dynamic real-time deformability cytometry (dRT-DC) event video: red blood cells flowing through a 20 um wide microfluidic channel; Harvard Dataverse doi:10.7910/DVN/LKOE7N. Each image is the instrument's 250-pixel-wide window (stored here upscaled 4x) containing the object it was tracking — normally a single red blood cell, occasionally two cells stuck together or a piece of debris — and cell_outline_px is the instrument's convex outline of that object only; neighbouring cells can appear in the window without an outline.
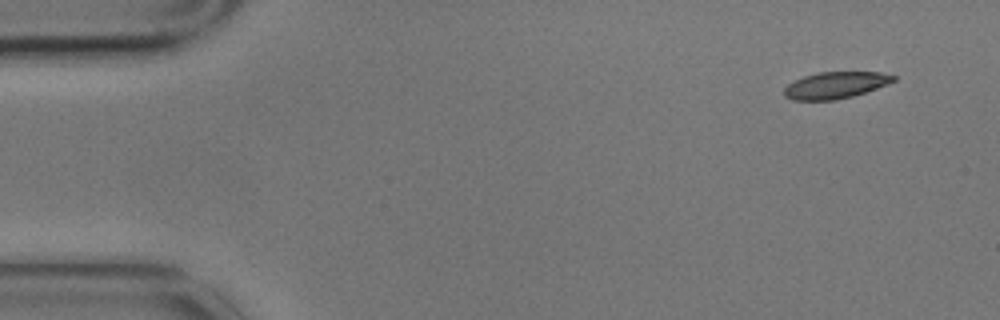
{"species": "common noctule bat (a hibernating species)", "species_latin": "Nyctalus noctula", "temperature_condition": "cold", "stored_images_in_passage": 9, "camera_frame_rate_fps": 3000, "um_per_image_px": 0.085, "animal": {"sex": "male", "body_mass_g": 17.9}, "frame": {"image": 1, "passage_image": 1, "time_ms": 0.0, "image_size_px": [1000, 320], "cell_outline_px": [[896, 80], [888, 84], [852, 96], [836, 100], [792, 100], [784, 96], [784, 88], [788, 84], [804, 76], [820, 72], [880, 72], [896, 76]], "centroid_in_image_um": [71.01, 7.24], "position_along_channel_um": 14.0, "area_um2": 16.88}}